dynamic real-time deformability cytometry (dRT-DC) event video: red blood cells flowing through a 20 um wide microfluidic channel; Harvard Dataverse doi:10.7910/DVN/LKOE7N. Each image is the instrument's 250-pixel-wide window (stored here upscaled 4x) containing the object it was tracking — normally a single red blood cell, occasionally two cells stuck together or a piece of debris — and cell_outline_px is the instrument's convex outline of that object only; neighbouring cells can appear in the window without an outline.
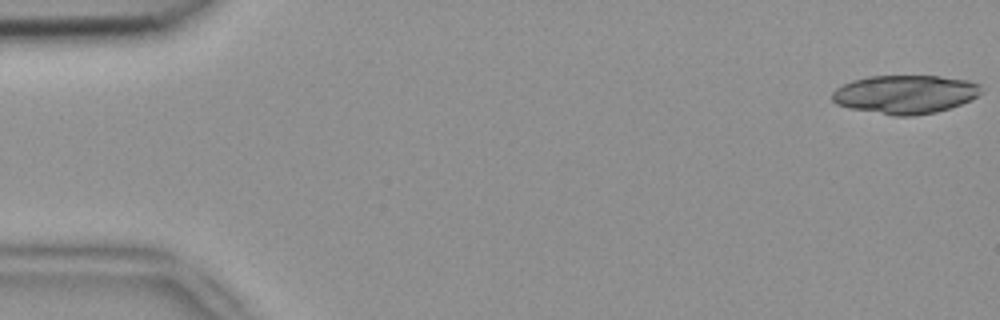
{"species": "common noctule bat (a hibernating species)", "species_latin": "Nyctalus noctula", "temperature_condition": "room temperature", "stored_images_in_passage": 16, "camera_frame_rate_fps": 3000, "um_per_image_px": 0.085, "animal": {"sex": "female", "body_mass_g": 18.4}, "frame": {"image": 1, "passage_image": 1, "time_ms": 0.0, "image_size_px": [1000, 320], "cell_outline_px": [[980, 92], [972, 100], [936, 112], [912, 116], [892, 116], [848, 108], [836, 104], [832, 100], [832, 92], [836, 88], [852, 80], [868, 76], [940, 76], [968, 80], [980, 84]], "centroid_in_image_um": [76.91, 8.02], "position_along_channel_um": 8.1, "area_um2": 33.64}}